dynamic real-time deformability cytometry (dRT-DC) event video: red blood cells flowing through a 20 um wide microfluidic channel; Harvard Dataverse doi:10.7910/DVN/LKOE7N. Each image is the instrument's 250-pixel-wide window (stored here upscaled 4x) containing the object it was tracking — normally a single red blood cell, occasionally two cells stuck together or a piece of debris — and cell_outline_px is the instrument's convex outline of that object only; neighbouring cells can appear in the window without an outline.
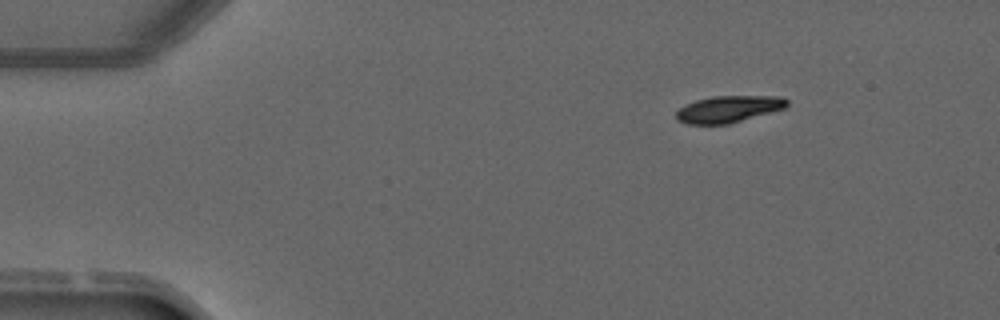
{"species": "common noctule bat (a hibernating species)", "species_latin": "Nyctalus noctula", "temperature_condition": "warm", "stored_images_in_passage": 3, "segment_of_instrument_passage": [2, 2], "camera_frame_rate_fps": 3000, "um_per_image_px": 0.085, "animal": {"sex": "male", "forearm_length_mm": 52.5}, "frame": {"image": 1, "passage_image": 3, "time_ms": 2.333, "image_size_px": [1000, 320], "cell_outline_px": [[788, 104], [784, 108], [728, 124], [688, 124], [676, 120], [676, 112], [680, 108], [696, 100], [712, 96], [780, 96], [788, 100]], "centroid_in_image_um": [61.91, 9.27], "position_along_channel_um": 23.1, "area_um2": 17.05}}